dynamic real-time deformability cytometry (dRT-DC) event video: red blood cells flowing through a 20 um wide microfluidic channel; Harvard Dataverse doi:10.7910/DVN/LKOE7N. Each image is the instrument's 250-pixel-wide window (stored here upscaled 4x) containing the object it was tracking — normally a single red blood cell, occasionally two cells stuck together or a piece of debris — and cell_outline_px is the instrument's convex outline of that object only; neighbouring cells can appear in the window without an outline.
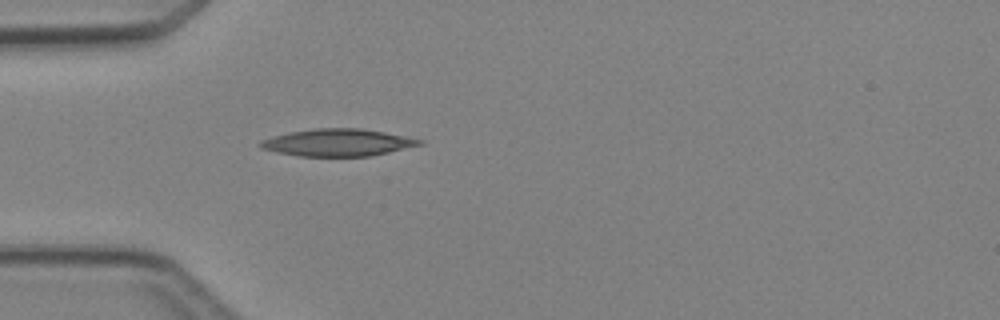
{"species": "Egyptian fruit bat (a non-hibernating species)", "species_latin": "Rousettus aegyptiacus", "temperature_condition": "cold", "stored_images_in_passage": 2, "camera_frame_rate_fps": 3000, "um_per_image_px": 0.085, "animal": {"sex": "female"}, "frame": {"image": 1, "passage_image": 2, "time_ms": 1.333, "image_size_px": [1000, 320], "cell_outline_px": [[424, 144], [388, 152], [368, 156], [300, 156], [260, 148], [256, 144], [260, 140], [272, 136], [292, 132], [316, 128], [360, 128], [384, 132], [424, 140]], "centroid_in_image_um": [28.7, 12.11], "position_along_channel_um": 56.3, "area_um2": 25.03}}